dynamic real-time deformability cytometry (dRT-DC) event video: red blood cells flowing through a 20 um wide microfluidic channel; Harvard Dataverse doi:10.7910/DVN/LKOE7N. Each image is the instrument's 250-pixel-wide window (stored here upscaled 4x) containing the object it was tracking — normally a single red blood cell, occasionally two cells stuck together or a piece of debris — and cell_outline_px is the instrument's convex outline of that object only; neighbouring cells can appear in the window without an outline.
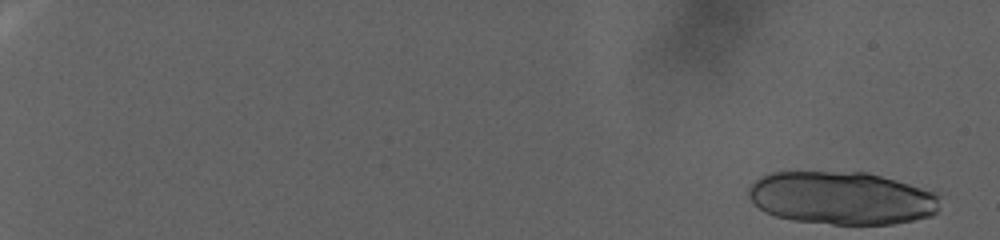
{"species": "human", "species_latin": "Homo sapiens", "temperature_condition": "warm", "stored_images_in_passage": 28, "camera_frame_rate_fps": 3000, "um_per_image_px": 0.085, "donor": {"sex": "female"}, "frame": {"image": 1, "passage_image": 1, "time_ms": 0.0, "image_size_px": [1000, 240], "cell_outline_px": [[940, 196], [936, 212], [932, 216], [892, 224], [832, 224], [792, 220], [776, 216], [764, 212], [748, 196], [748, 188], [760, 176], [768, 172], [868, 172], [896, 180], [932, 192]], "centroid_in_image_um": [71.51, 16.83], "position_along_channel_um": 13.5, "area_um2": 58.96}}